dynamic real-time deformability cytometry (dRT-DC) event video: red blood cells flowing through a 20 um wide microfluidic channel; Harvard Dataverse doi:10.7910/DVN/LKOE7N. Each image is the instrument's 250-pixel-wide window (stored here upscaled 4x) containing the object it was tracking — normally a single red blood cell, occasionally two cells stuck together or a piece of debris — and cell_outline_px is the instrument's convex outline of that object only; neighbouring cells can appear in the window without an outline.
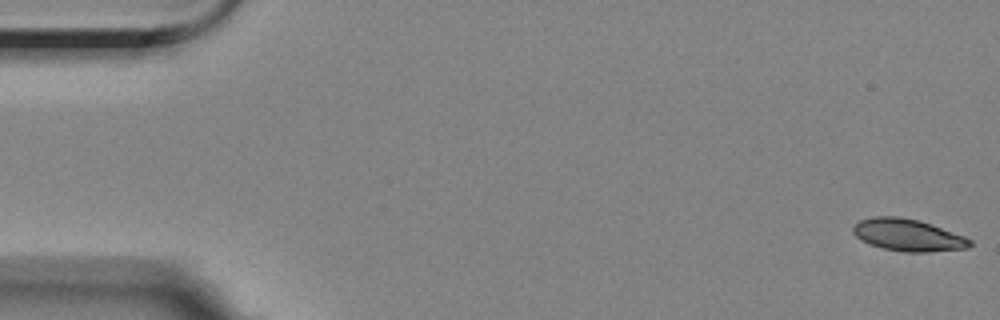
{"species": "Egyptian fruit bat (a non-hibernating species)", "species_latin": "Rousettus aegyptiacus", "temperature_condition": "room temperature", "stored_images_in_passage": 57, "camera_frame_rate_fps": 3000, "um_per_image_px": 0.085, "animal": {"sex": "female"}, "frame": {"image": 1, "passage_image": 1, "time_ms": 0.0, "image_size_px": [1000, 320], "cell_outline_px": [[972, 244], [968, 248], [928, 252], [904, 252], [884, 248], [868, 244], [860, 240], [852, 232], [852, 224], [860, 220], [872, 216], [900, 216], [920, 220], [932, 224], [964, 236], [972, 240]], "centroid_in_image_um": [77.14, 19.97], "position_along_channel_um": 7.9, "area_um2": 22.14}}
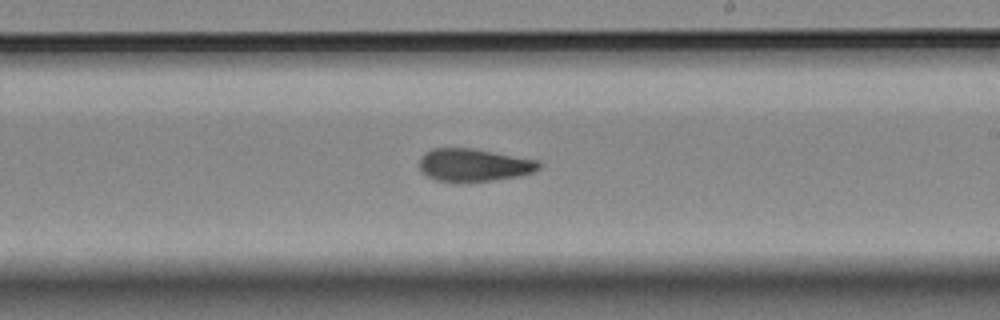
{"frame": {"image": 2, "passage_image": 33, "time_ms": 10.667, "image_size_px": [1000, 320], "cell_outline_px": [[540, 168], [532, 172], [520, 176], [492, 180], [460, 184], [436, 180], [420, 172], [420, 156], [424, 152], [432, 148], [476, 148], [540, 160]], "centroid_in_image_um": [40.26, 14.03], "position_along_channel_um": 248.7, "area_um2": 23.52}}
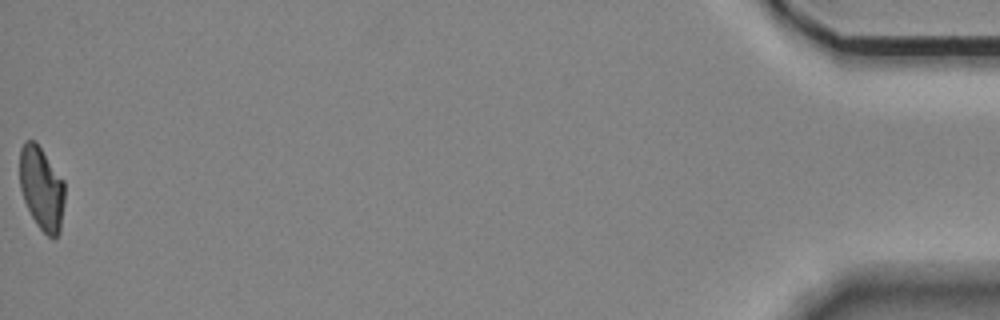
{"frame": {"image": 3, "passage_image": 57, "time_ms": 18.667, "image_size_px": [1000, 320], "cell_outline_px": [[64, 200], [60, 232], [52, 240], [36, 224], [24, 200], [20, 188], [20, 148], [24, 140], [36, 140], [64, 180]], "centroid_in_image_um": [3.54, 15.98], "position_along_channel_um": 431.7, "area_um2": 22.02}, "authors_computed_cell_mechanics": {"area_um2": 22.831, "velocity_mm_per_s": 3.5093, "shape_relaxation_time_tau1_ms": 9.8554, "shape_relaxation_time_tau2_ms": 5.0205, "deformation_change_tau1": 0.2256, "deformation_change_tau2": 0.1259}}